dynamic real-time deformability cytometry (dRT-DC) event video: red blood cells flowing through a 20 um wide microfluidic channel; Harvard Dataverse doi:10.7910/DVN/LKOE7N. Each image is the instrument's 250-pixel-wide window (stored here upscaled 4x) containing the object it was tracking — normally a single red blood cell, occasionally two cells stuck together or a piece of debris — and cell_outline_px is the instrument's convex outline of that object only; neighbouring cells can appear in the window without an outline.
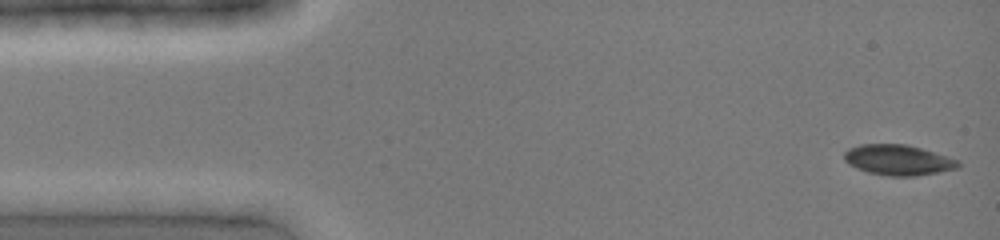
{"species": "common noctule bat (a hibernating species)", "species_latin": "Nyctalus noctula", "temperature_condition": "cold", "stored_images_in_passage": 28, "camera_frame_rate_fps": 3000, "um_per_image_px": 0.085, "animal": {"sex": "female", "body_mass_g": 19.0, "forearm_length_mm": 51.5}, "frame": {"image": 1, "passage_image": 1, "time_ms": 0.0, "image_size_px": [1000, 240], "cell_outline_px": [[960, 168], [916, 176], [888, 176], [868, 172], [856, 168], [848, 164], [844, 160], [844, 152], [848, 148], [860, 144], [908, 144], [948, 156], [960, 160]], "centroid_in_image_um": [76.35, 13.59], "position_along_channel_um": 8.6, "area_um2": 20.46}}
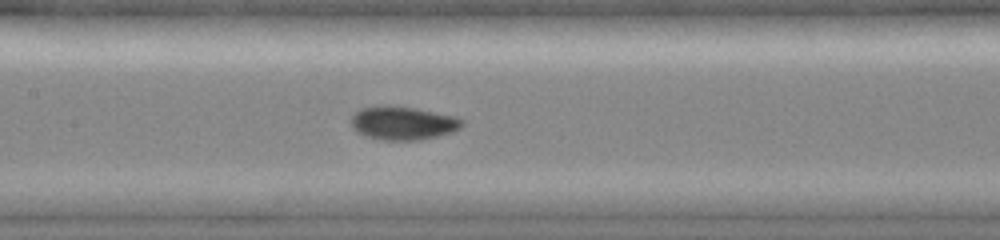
{"frame": {"image": 2, "passage_image": 19, "time_ms": 6.0, "image_size_px": [1000, 240], "cell_outline_px": [[464, 124], [460, 128], [452, 132], [436, 136], [416, 140], [384, 140], [368, 136], [356, 132], [352, 128], [352, 116], [356, 112], [364, 108], [416, 108], [456, 116], [464, 120]], "centroid_in_image_um": [34.32, 10.5], "position_along_channel_um": 173.1, "area_um2": 20.87}}
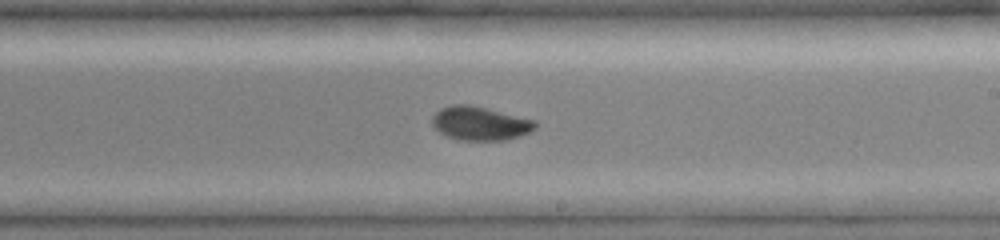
{"frame": {"image": 3, "passage_image": 24, "time_ms": 7.667, "image_size_px": [1000, 240], "cell_outline_px": [[536, 128], [520, 136], [508, 140], [456, 140], [444, 136], [432, 124], [432, 116], [440, 108], [452, 104], [468, 104], [536, 120]], "centroid_in_image_um": [40.78, 10.49], "position_along_channel_um": 248.2, "area_um2": 20.35}}